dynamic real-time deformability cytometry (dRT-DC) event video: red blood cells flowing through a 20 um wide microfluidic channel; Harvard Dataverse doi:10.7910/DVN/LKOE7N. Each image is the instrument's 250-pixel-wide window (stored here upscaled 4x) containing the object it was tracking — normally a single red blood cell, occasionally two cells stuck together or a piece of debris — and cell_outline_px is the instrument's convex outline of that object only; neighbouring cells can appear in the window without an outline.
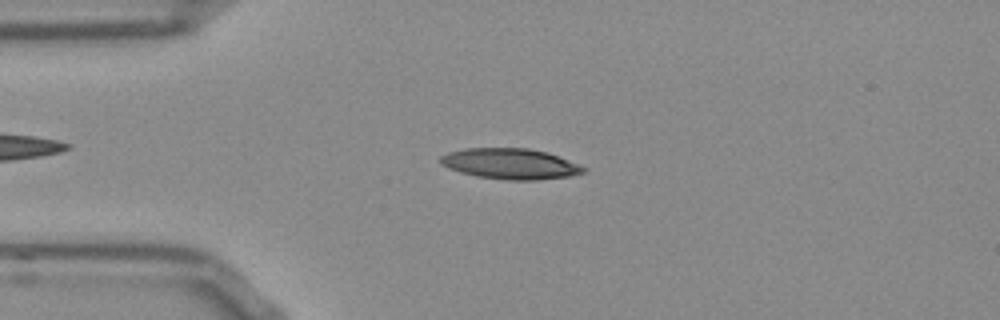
{"species": "Egyptian fruit bat (a non-hibernating species)", "species_latin": "Rousettus aegyptiacus", "temperature_condition": "room temperature", "stored_images_in_passage": 48, "camera_frame_rate_fps": 3000, "um_per_image_px": 0.085, "frame": {"image": 1, "passage_image": 8, "time_ms": 2.333, "image_size_px": [1000, 320], "cell_outline_px": [[588, 168], [584, 172], [568, 176], [540, 180], [504, 180], [476, 176], [460, 172], [448, 168], [440, 164], [440, 156], [448, 152], [464, 148], [528, 148], [544, 152], [580, 164]], "centroid_in_image_um": [43.35, 13.93], "position_along_channel_um": 41.7, "area_um2": 25.61}}
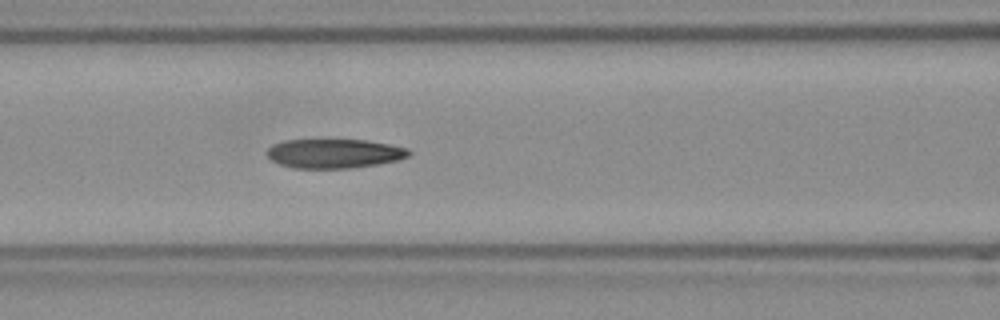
{"frame": {"image": 2, "passage_image": 17, "time_ms": 5.333, "image_size_px": [1000, 320], "cell_outline_px": [[412, 152], [408, 156], [396, 160], [376, 164], [352, 168], [296, 168], [280, 164], [272, 160], [268, 156], [268, 148], [272, 144], [284, 140], [364, 140], [388, 144], [408, 148]], "centroid_in_image_um": [28.4, 13.04], "position_along_channel_um": 138.2, "area_um2": 23.93}}
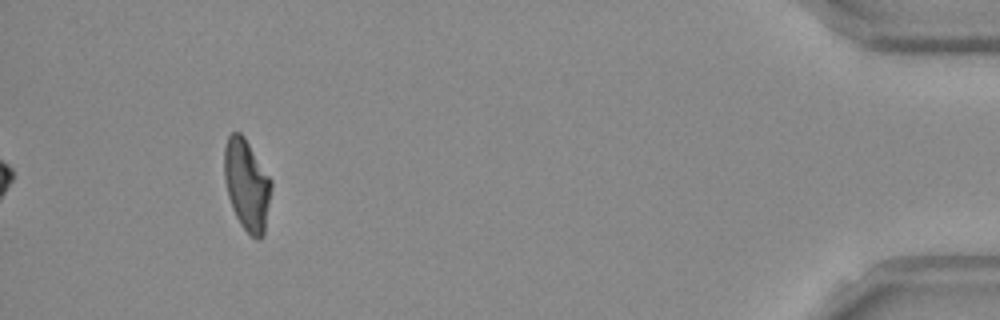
{"frame": {"image": 3, "passage_image": 44, "time_ms": 14.333, "image_size_px": [1000, 320], "cell_outline_px": [[272, 184], [264, 232], [260, 240], [256, 240], [240, 224], [232, 208], [228, 196], [224, 180], [224, 148], [228, 136], [232, 132], [240, 132], [244, 136], [272, 180]], "centroid_in_image_um": [20.97, 15.69], "position_along_channel_um": 414.2, "area_um2": 24.91}, "authors_computed_cell_mechanics": {"area_um2": 24.7962, "velocity_mm_per_s": 3.8609, "shape_relaxation_time_tau1_ms": null, "shape_relaxation_time_tau2_ms": 4.3476, "deformation_change_tau1": null, "deformation_change_tau2": 0.1246}}